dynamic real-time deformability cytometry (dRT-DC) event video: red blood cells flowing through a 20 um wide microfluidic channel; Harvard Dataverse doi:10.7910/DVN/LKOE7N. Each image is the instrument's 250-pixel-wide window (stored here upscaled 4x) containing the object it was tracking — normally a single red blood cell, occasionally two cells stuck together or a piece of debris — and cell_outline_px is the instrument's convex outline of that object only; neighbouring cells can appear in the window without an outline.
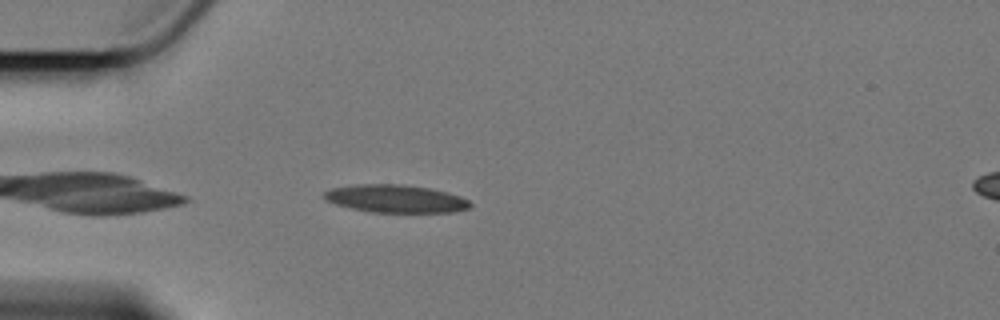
{"species": "Egyptian fruit bat (a non-hibernating species)", "species_latin": "Rousettus aegyptiacus", "temperature_condition": "cold", "stored_images_in_passage": 43, "camera_frame_rate_fps": 3000, "um_per_image_px": 0.085, "animal": {"sex": "female"}, "frame": {"image": 1, "passage_image": 4, "time_ms": 1.0, "image_size_px": [1000, 320], "cell_outline_px": [[472, 204], [468, 208], [452, 212], [372, 212], [352, 208], [336, 204], [328, 200], [324, 196], [324, 192], [332, 188], [356, 184], [404, 184], [428, 188], [460, 196], [468, 200]], "centroid_in_image_um": [33.63, 16.88], "position_along_channel_um": 51.4, "area_um2": 23.35}}
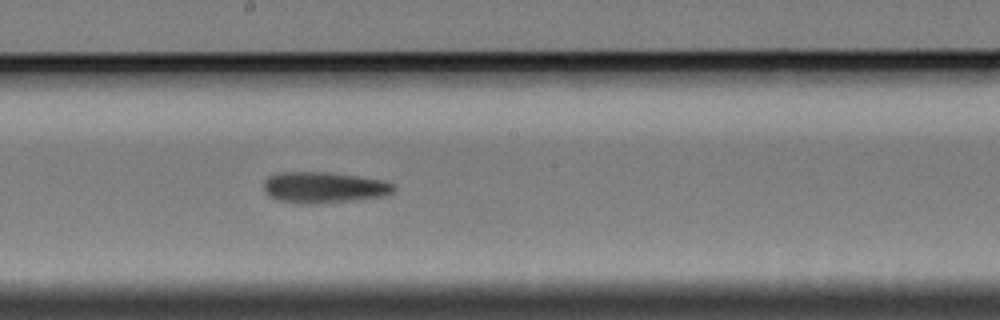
{"frame": {"image": 2, "passage_image": 20, "time_ms": 6.333, "image_size_px": [1000, 320], "cell_outline_px": [[396, 188], [392, 192], [384, 196], [352, 200], [312, 204], [300, 204], [276, 200], [268, 196], [264, 188], [264, 180], [268, 176], [276, 172], [328, 172], [384, 180], [396, 184]], "centroid_in_image_um": [27.5, 15.93], "position_along_channel_um": 220.7, "area_um2": 23.76}}
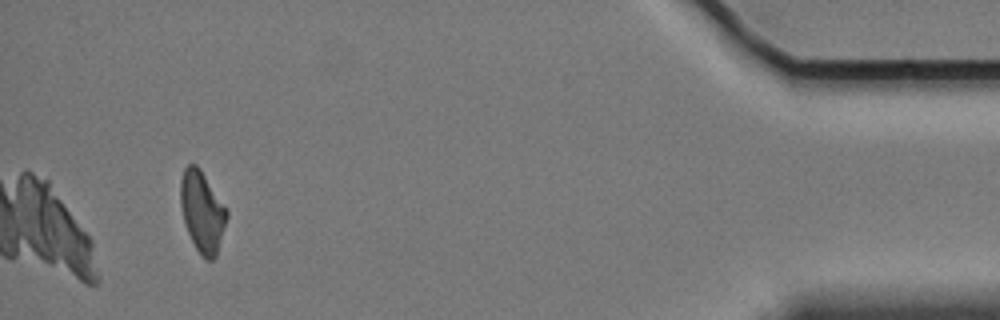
{"frame": {"image": 3, "passage_image": 43, "time_ms": 14.0, "image_size_px": [1000, 320], "cell_outline_px": [[228, 216], [216, 256], [212, 260], [204, 260], [200, 256], [188, 232], [184, 220], [180, 204], [180, 180], [184, 168], [188, 164], [196, 164], [200, 168], [228, 208]], "centroid_in_image_um": [17.2, 17.97], "position_along_channel_um": 418.0, "area_um2": 22.08}}